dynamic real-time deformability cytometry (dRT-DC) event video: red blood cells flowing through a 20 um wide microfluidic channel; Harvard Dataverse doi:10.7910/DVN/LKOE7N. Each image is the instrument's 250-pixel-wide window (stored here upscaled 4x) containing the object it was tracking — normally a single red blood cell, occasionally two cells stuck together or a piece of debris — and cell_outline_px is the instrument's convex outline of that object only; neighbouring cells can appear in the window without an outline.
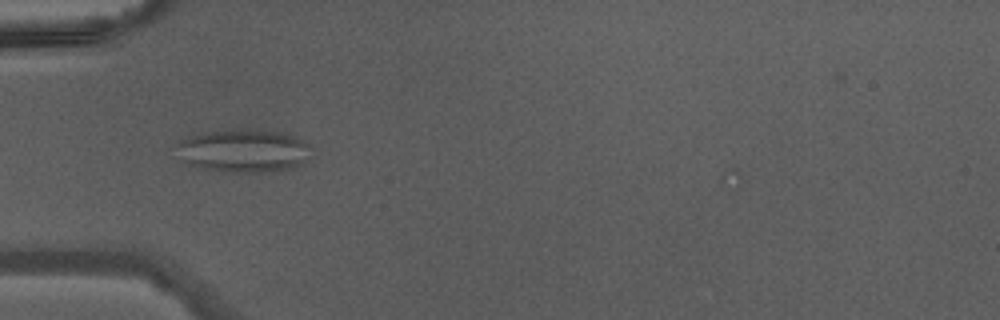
{"species": "Egyptian fruit bat (a non-hibernating species)", "species_latin": "Rousettus aegyptiacus", "temperature_condition": "warm", "stored_images_in_passage": 8, "camera_frame_rate_fps": 3000, "um_per_image_px": 0.085, "animal": {"sex": "male"}, "frame": {"image": 1, "passage_image": 2, "time_ms": 0.333, "image_size_px": [1000, 320], "cell_outline_px": [[312, 148], [304, 164], [292, 168], [268, 172], [224, 172], [200, 168], [184, 164], [180, 160], [180, 140], [192, 136], [208, 132], [276, 132], [292, 136], [304, 140], [312, 144]], "centroid_in_image_um": [20.76, 12.89], "position_along_channel_um": 64.2, "area_um2": 32.95}}